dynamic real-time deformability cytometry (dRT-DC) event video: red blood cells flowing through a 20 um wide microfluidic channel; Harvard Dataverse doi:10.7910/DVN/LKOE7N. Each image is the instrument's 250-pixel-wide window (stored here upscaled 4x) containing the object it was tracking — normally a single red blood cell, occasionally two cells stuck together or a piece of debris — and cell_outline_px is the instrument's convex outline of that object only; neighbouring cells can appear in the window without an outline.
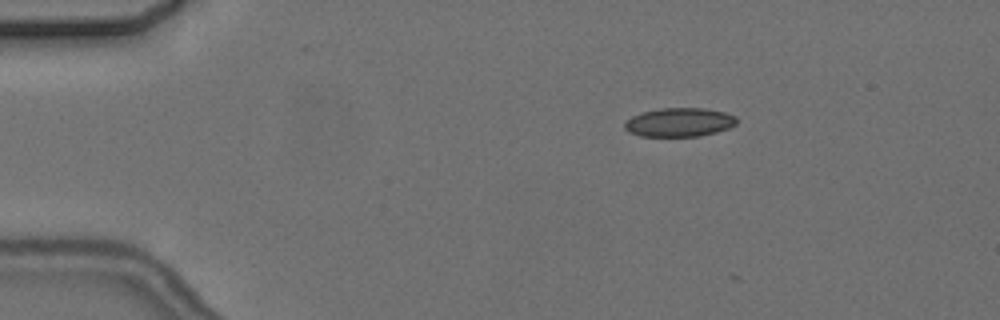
{"species": "common noctule bat (a hibernating species)", "species_latin": "Nyctalus noctula", "temperature_condition": "cold", "stored_images_in_passage": 5, "camera_frame_rate_fps": 3000, "um_per_image_px": 0.085, "animal": {"sex": "female", "body_mass_g": 24.6, "forearm_length_mm": 56.2}, "frame": {"image": 1, "passage_image": 3, "time_ms": 2.333, "image_size_px": [1000, 320], "cell_outline_px": [[736, 124], [732, 128], [700, 136], [640, 136], [628, 132], [624, 128], [624, 124], [632, 116], [644, 112], [660, 108], [704, 108], [724, 112], [736, 116]], "centroid_in_image_um": [57.77, 10.4], "position_along_channel_um": 27.2, "area_um2": 18.84}}